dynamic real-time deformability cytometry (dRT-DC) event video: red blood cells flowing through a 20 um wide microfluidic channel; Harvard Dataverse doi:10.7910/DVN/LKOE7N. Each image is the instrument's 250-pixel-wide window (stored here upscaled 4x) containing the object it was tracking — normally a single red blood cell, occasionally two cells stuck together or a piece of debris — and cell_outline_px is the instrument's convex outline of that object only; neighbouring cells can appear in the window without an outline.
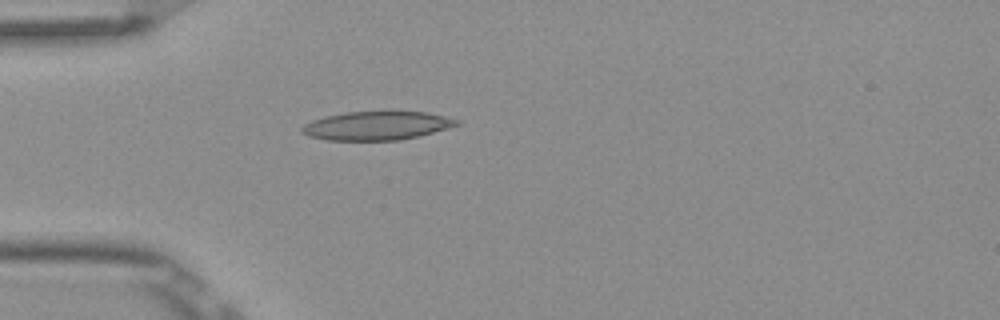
{"species": "Egyptian fruit bat (a non-hibernating species)", "species_latin": "Rousettus aegyptiacus", "temperature_condition": "room temperature", "stored_images_in_passage": 4, "camera_frame_rate_fps": 3000, "um_per_image_px": 0.085, "frame": {"image": 1, "passage_image": 4, "time_ms": 1.0, "image_size_px": [1000, 320], "cell_outline_px": [[460, 124], [448, 128], [420, 136], [400, 140], [328, 140], [308, 136], [300, 132], [300, 128], [304, 124], [312, 120], [328, 116], [348, 112], [428, 112], [460, 120]], "centroid_in_image_um": [32.03, 10.69], "position_along_channel_um": 53.0, "area_um2": 25.72}}